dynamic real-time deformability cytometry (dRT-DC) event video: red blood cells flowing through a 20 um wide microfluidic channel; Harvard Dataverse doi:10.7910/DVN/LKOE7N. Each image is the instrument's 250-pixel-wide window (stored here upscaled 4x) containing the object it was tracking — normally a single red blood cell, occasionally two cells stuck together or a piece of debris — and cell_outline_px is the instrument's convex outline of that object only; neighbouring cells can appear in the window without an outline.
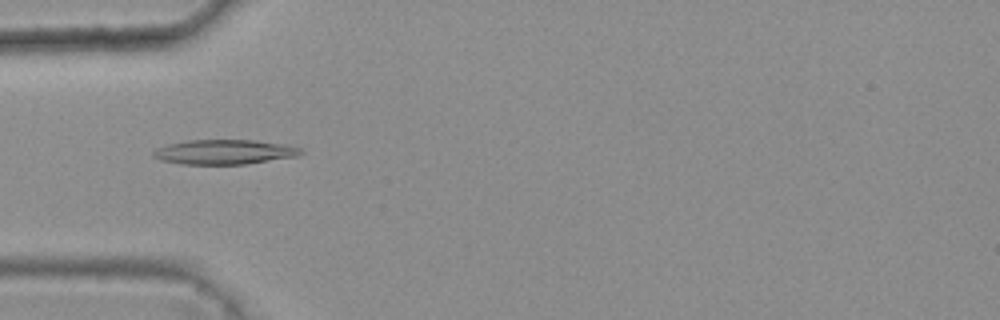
{"species": "common noctule bat (a hibernating species)", "species_latin": "Nyctalus noctula", "temperature_condition": "warm", "stored_images_in_passage": 46, "camera_frame_rate_fps": 3000, "um_per_image_px": 0.085, "animal": {"sex": "female", "body_mass_g": 25.1}, "frame": {"image": 1, "passage_image": 16, "time_ms": 5.0, "image_size_px": [1000, 320], "cell_outline_px": [[304, 152], [296, 156], [244, 164], [180, 164], [160, 160], [152, 156], [152, 152], [156, 148], [168, 144], [188, 140], [256, 140], [280, 144], [300, 148]], "centroid_in_image_um": [19.0, 12.92], "position_along_channel_um": 66.0, "area_um2": 21.04}}
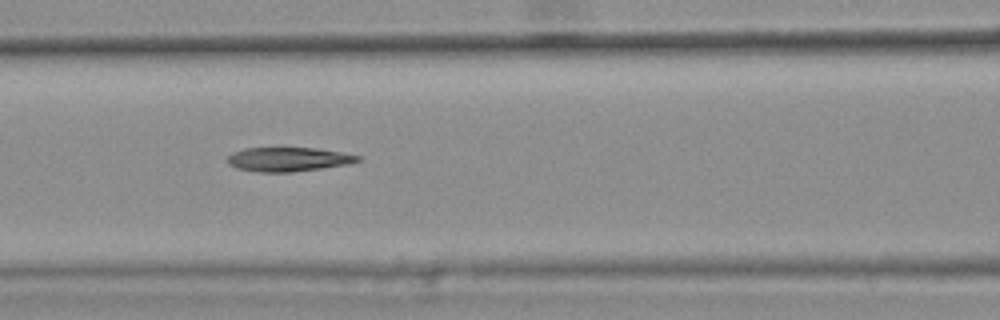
{"frame": {"image": 2, "passage_image": 22, "time_ms": 7.0, "image_size_px": [1000, 320], "cell_outline_px": [[360, 160], [348, 164], [292, 172], [260, 172], [236, 168], [228, 164], [228, 156], [232, 152], [244, 148], [316, 148], [340, 152], [360, 156]], "centroid_in_image_um": [24.47, 13.54], "position_along_channel_um": 142.1, "area_um2": 18.15}}
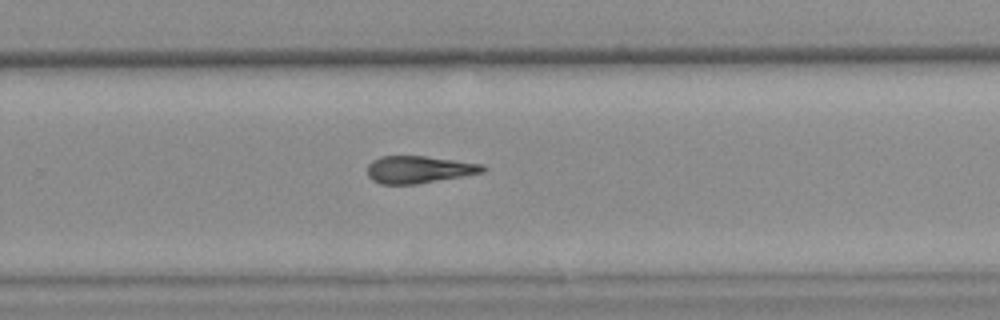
{"frame": {"image": 3, "passage_image": 34, "time_ms": 11.0, "image_size_px": [1000, 320], "cell_outline_px": [[484, 172], [416, 184], [380, 184], [372, 180], [368, 176], [368, 164], [372, 160], [380, 156], [424, 156], [484, 164]], "centroid_in_image_um": [35.56, 14.4], "position_along_channel_um": 294.2, "area_um2": 18.21}, "authors_computed_cell_mechanics": {"area_um2": 19.074, "velocity_mm_per_s": 3.8132, "shape_relaxation_time_tau1_ms": null, "shape_relaxation_time_tau2_ms": 9.2924, "deformation_change_tau1": null, "deformation_change_tau2": 0.2055}}